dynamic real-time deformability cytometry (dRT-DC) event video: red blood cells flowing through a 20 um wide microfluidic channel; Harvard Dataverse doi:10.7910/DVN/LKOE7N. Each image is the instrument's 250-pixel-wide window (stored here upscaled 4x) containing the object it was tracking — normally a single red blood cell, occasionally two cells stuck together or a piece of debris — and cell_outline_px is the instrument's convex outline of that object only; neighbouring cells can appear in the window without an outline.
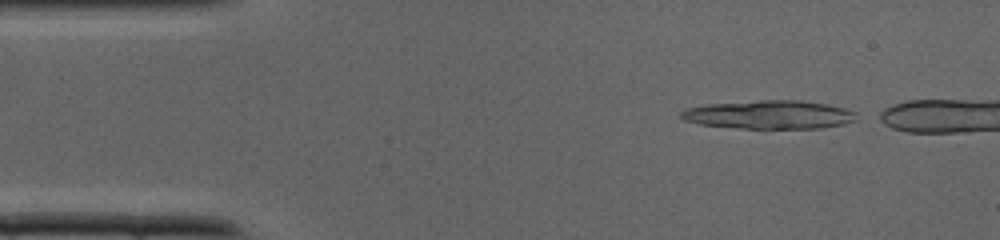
{"species": "common noctule bat (a hibernating species)", "species_latin": "Nyctalus noctula", "temperature_condition": "cold", "stored_images_in_passage": 7, "camera_frame_rate_fps": 3000, "um_per_image_px": 0.085, "animal": {"sex": "male", "body_mass_g": 19.0, "forearm_length_mm": 50.8}, "frame": {"image": 1, "passage_image": 1, "time_ms": 0.0, "image_size_px": [1000, 240], "cell_outline_px": [[856, 120], [844, 124], [820, 128], [740, 128], [700, 124], [684, 120], [680, 116], [680, 112], [684, 108], [708, 104], [760, 100], [800, 100], [828, 104], [844, 108], [856, 112]], "centroid_in_image_um": [65.39, 9.74], "position_along_channel_um": 19.6, "area_um2": 29.13}}